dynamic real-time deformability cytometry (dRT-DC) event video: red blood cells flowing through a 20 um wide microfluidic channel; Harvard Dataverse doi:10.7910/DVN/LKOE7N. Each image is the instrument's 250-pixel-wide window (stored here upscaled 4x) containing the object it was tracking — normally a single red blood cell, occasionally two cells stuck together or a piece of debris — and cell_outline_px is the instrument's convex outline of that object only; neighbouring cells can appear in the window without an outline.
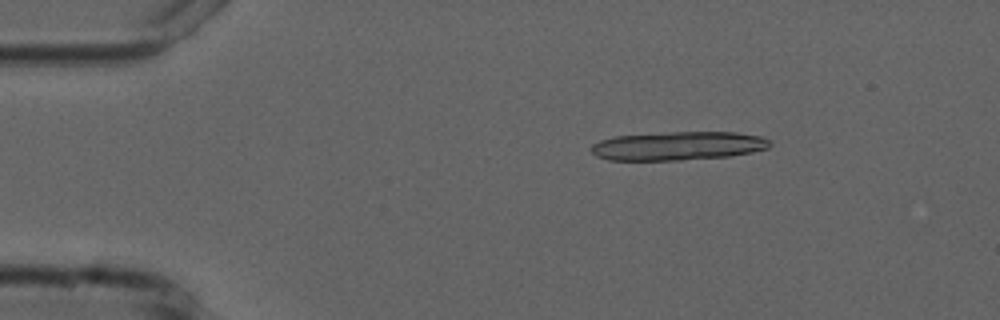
{"species": "common noctule bat (a hibernating species)", "species_latin": "Nyctalus noctula", "temperature_condition": "cold", "stored_images_in_passage": 5, "camera_frame_rate_fps": 3000, "um_per_image_px": 0.085, "animal": {"sex": "male", "forearm_length_mm": 52.5}, "frame": {"image": 1, "passage_image": 2, "time_ms": 2.0, "image_size_px": [1000, 320], "cell_outline_px": [[772, 144], [768, 148], [752, 152], [728, 156], [680, 160], [608, 160], [596, 156], [592, 152], [592, 144], [600, 140], [616, 136], [668, 132], [736, 132], [760, 136], [768, 140]], "centroid_in_image_um": [57.63, 12.4], "position_along_channel_um": 27.4, "area_um2": 29.77}}